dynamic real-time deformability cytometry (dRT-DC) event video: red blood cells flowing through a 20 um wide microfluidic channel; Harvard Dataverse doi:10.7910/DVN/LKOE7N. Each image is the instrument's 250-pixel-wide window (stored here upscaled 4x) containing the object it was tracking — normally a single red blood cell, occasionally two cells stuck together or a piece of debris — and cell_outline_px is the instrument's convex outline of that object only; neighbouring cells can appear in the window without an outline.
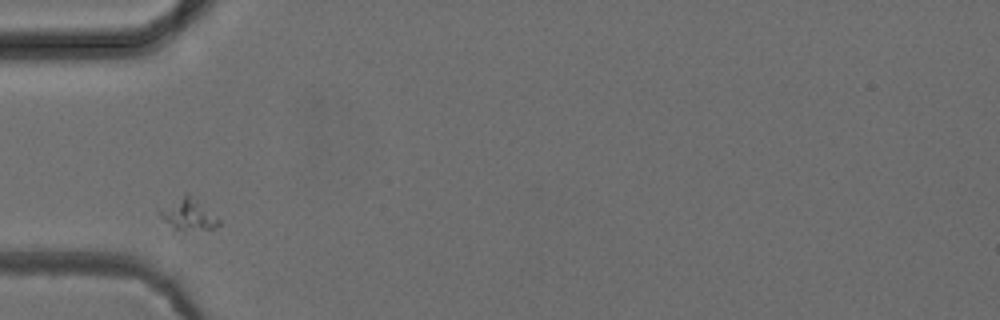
{"species": "common noctule bat (a hibernating species)", "species_latin": "Nyctalus noctula", "temperature_condition": "cold", "stored_images_in_passage": 31, "camera_frame_rate_fps": 3000, "um_per_image_px": 0.085, "animal": {"sex": "female", "body_mass_g": 24.6, "forearm_length_mm": 56.2}, "frame": {"image": 1, "passage_image": 1, "time_ms": 0.0, "image_size_px": [1000, 320], "cell_outline_px": [[220, 224], [212, 228], [184, 232], [172, 232], [156, 212], [188, 192], [220, 220]], "centroid_in_image_um": [15.94, 18.3], "position_along_channel_um": 69.1, "area_um2": 11.04}}
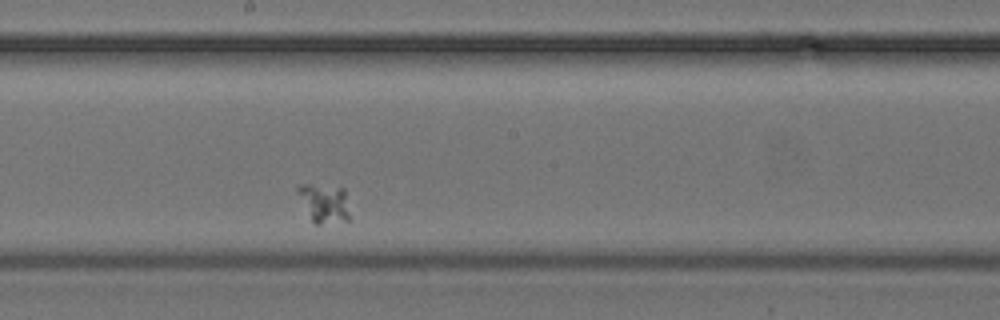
{"frame": {"image": 2, "passage_image": 14, "time_ms": 4.333, "image_size_px": [1000, 320], "cell_outline_px": [[348, 220], [316, 224], [312, 220], [296, 192], [296, 188], [300, 184], [308, 184], [344, 188], [348, 212]], "centroid_in_image_um": [27.52, 17.24], "position_along_channel_um": 220.7, "area_um2": 11.39}}
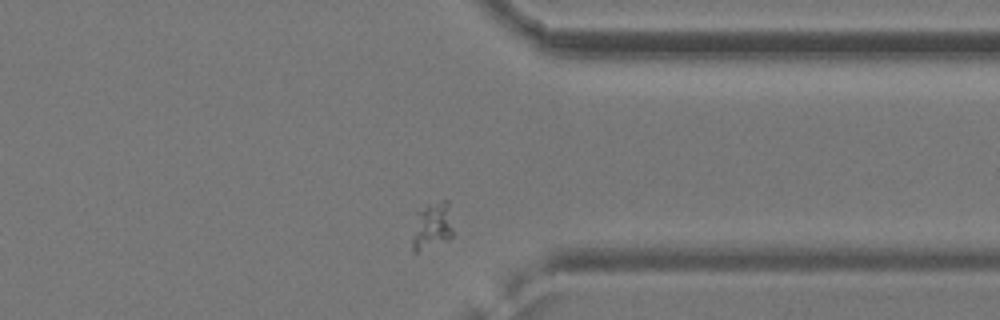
{"frame": {"image": 3, "passage_image": 27, "time_ms": 8.667, "image_size_px": [1000, 320], "cell_outline_px": [[452, 236], [448, 240], [416, 252], [412, 252], [412, 236], [416, 212], [424, 208], [444, 200], [448, 200], [452, 228]], "centroid_in_image_um": [36.71, 19.23], "position_along_channel_um": 374.7, "area_um2": 10.98}}